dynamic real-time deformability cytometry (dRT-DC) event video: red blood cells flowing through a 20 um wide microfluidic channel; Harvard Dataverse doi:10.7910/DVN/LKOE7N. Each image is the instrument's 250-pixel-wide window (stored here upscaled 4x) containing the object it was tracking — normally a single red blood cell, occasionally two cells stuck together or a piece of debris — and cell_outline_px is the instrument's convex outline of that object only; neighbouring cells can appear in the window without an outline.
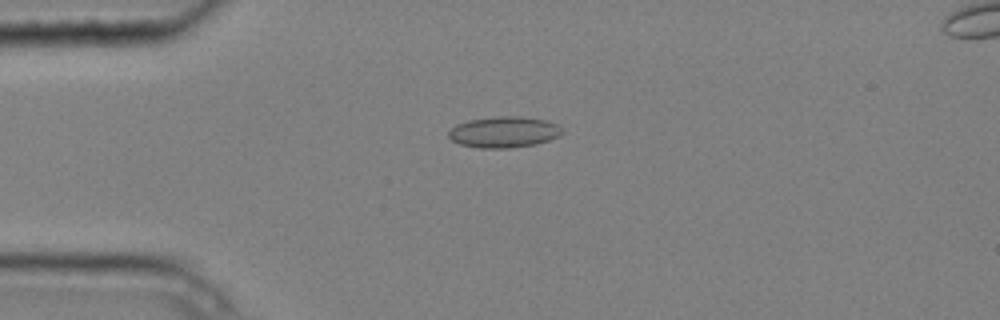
{"species": "common noctule bat (a hibernating species)", "species_latin": "Nyctalus noctula", "temperature_condition": "cold", "stored_images_in_passage": 9, "camera_frame_rate_fps": 3000, "um_per_image_px": 0.085, "animal": {"sex": "male", "body_mass_g": 20.4}, "frame": {"image": 1, "passage_image": 4, "time_ms": 1.0, "image_size_px": [1000, 320], "cell_outline_px": [[564, 132], [560, 136], [536, 144], [508, 148], [480, 148], [460, 144], [452, 140], [448, 136], [448, 132], [456, 124], [468, 120], [496, 116], [520, 116], [548, 120], [564, 128]], "centroid_in_image_um": [42.87, 11.21], "position_along_channel_um": 42.1, "area_um2": 20.75}}
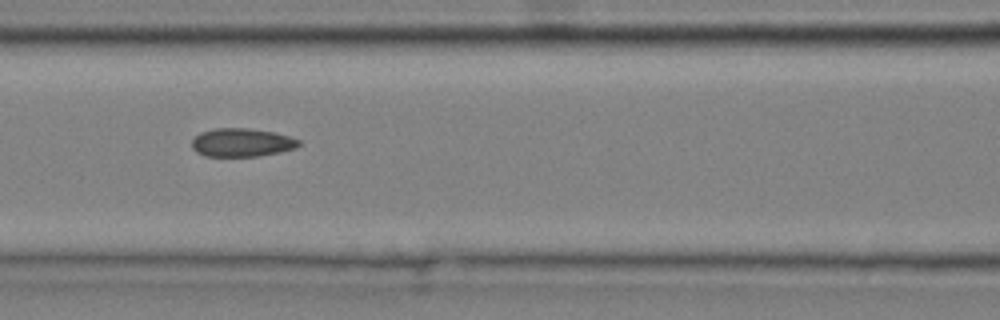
{"frame": {"image": 2, "passage_image": 7, "time_ms": 2.0, "image_size_px": [1000, 320], "cell_outline_px": [[300, 144], [296, 148], [280, 152], [260, 156], [204, 156], [196, 152], [192, 148], [192, 140], [200, 132], [216, 128], [248, 128], [276, 132], [300, 140]], "centroid_in_image_um": [20.55, 12.11], "position_along_channel_um": 146.0, "area_um2": 17.8}}
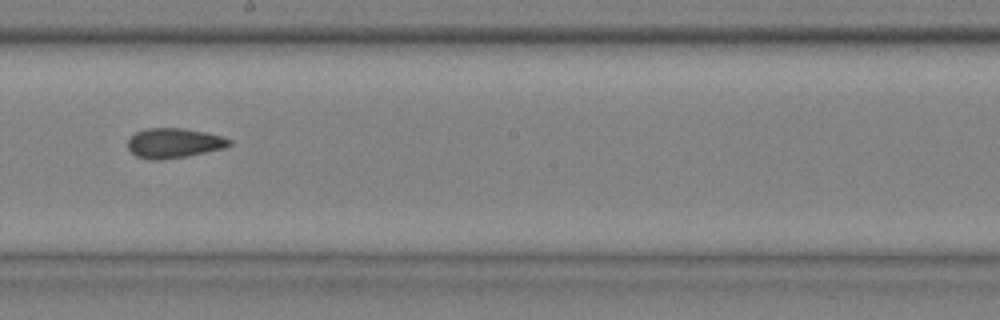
{"frame": {"image": 3, "passage_image": 9, "time_ms": 2.667, "image_size_px": [1000, 320], "cell_outline_px": [[232, 144], [224, 148], [164, 160], [148, 160], [136, 156], [128, 148], [128, 140], [136, 132], [148, 128], [184, 128], [204, 132], [220, 136], [232, 140]], "centroid_in_image_um": [14.76, 12.16], "position_along_channel_um": 233.4, "area_um2": 17.51}}